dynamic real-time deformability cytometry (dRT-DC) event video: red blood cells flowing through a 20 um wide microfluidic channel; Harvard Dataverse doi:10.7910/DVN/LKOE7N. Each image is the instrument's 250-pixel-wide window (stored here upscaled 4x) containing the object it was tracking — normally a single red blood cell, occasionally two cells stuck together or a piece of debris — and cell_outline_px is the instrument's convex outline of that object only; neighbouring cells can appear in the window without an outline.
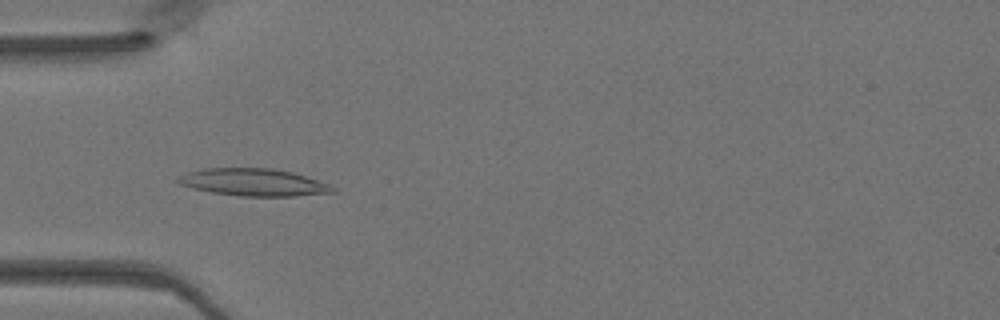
{"species": "Egyptian fruit bat (a non-hibernating species)", "species_latin": "Rousettus aegyptiacus", "temperature_condition": "warm", "stored_images_in_passage": 46, "camera_frame_rate_fps": 3000, "um_per_image_px": 0.085, "animal": {"sex": "female"}, "frame": {"image": 1, "passage_image": 13, "time_ms": 4.0, "image_size_px": [1000, 320], "cell_outline_px": [[336, 192], [292, 196], [240, 196], [212, 192], [192, 188], [180, 184], [176, 180], [176, 176], [188, 172], [204, 168], [272, 168], [292, 172], [328, 184], [336, 188]], "centroid_in_image_um": [21.51, 15.49], "position_along_channel_um": 63.5, "area_um2": 24.51}}
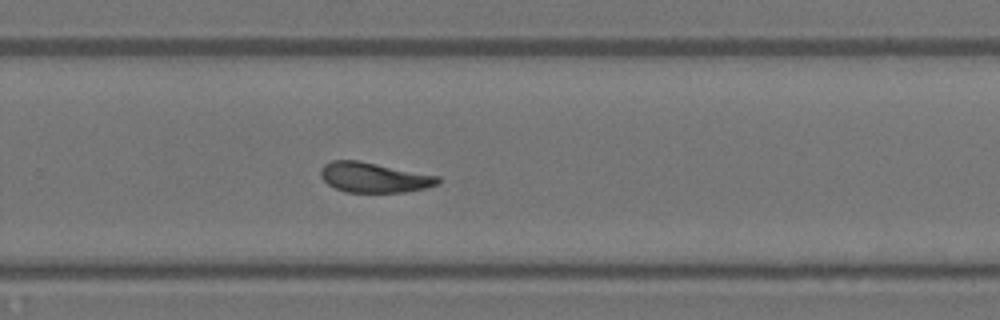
{"frame": {"image": 2, "passage_image": 30, "time_ms": 9.667, "image_size_px": [1000, 320], "cell_outline_px": [[440, 184], [424, 188], [404, 192], [344, 192], [328, 184], [320, 176], [320, 168], [324, 164], [332, 160], [360, 160], [440, 176]], "centroid_in_image_um": [31.79, 15.07], "position_along_channel_um": 298.0, "area_um2": 20.69}}
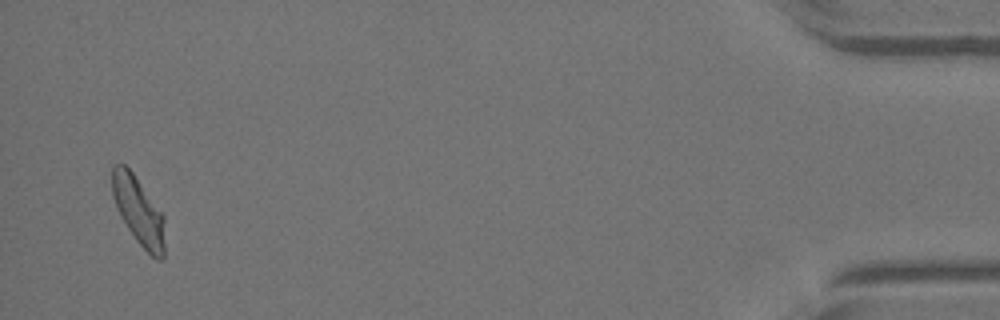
{"frame": {"image": 3, "passage_image": 45, "time_ms": 14.667, "image_size_px": [1000, 320], "cell_outline_px": [[164, 260], [156, 260], [136, 240], [120, 216], [112, 196], [112, 164], [124, 164], [132, 172], [164, 216]], "centroid_in_image_um": [11.77, 17.94], "position_along_channel_um": 423.4, "area_um2": 20.63}}